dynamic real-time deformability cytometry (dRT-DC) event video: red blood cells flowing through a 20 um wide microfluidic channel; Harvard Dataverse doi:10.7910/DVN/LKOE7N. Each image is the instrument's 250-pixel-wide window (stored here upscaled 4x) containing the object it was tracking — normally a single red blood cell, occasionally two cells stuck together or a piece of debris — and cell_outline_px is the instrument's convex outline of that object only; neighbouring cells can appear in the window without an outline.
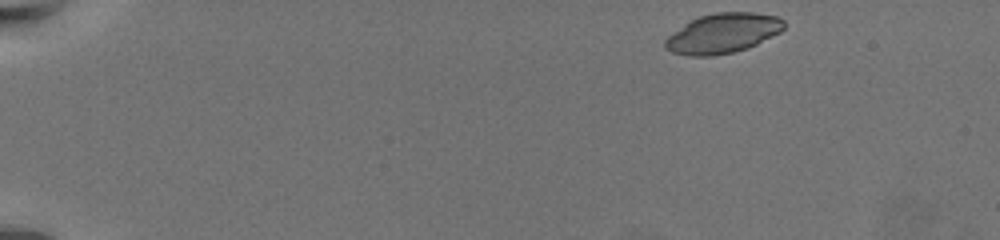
{"species": "common noctule bat (a hibernating species)", "species_latin": "Nyctalus noctula", "temperature_condition": "warm", "stored_images_in_passage": 55, "camera_frame_rate_fps": 3000, "um_per_image_px": 0.085, "animal": {"sex": "female", "body_mass_g": 19.5, "forearm_length_mm": 54.1}, "frame": {"image": 1, "passage_image": 1, "time_ms": 0.0, "image_size_px": [1000, 240], "cell_outline_px": [[784, 28], [780, 32], [748, 48], [732, 52], [712, 56], [688, 56], [672, 52], [664, 48], [664, 40], [668, 36], [684, 24], [700, 16], [716, 12], [752, 12], [776, 16], [784, 20]], "centroid_in_image_um": [61.42, 2.83], "position_along_channel_um": 23.6, "area_um2": 27.46}}
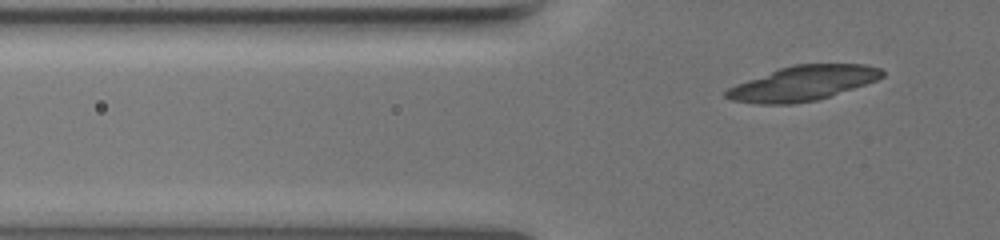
{"frame": {"image": 2, "passage_image": 14, "time_ms": 4.333, "image_size_px": [1000, 240], "cell_outline_px": [[884, 76], [876, 80], [816, 100], [792, 104], [756, 104], [732, 100], [724, 96], [724, 92], [728, 88], [736, 84], [780, 68], [796, 64], [864, 64], [880, 68], [884, 72]], "centroid_in_image_um": [68.21, 7.08], "position_along_channel_um": 57.6, "area_um2": 31.15}}
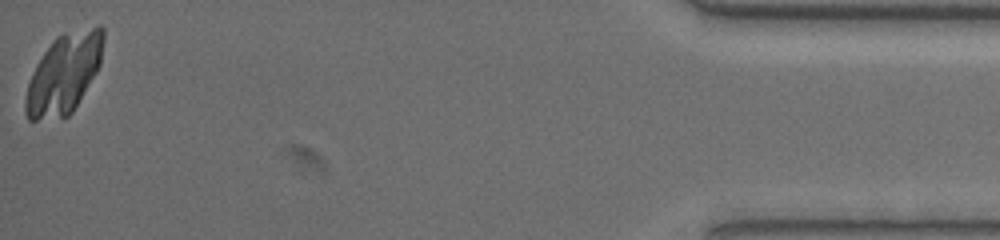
{"frame": {"image": 3, "passage_image": 55, "time_ms": 18.0, "image_size_px": [1000, 240], "cell_outline_px": [[104, 40], [100, 64], [96, 72], [72, 112], [68, 116], [36, 120], [28, 120], [24, 112], [24, 104], [28, 84], [36, 64], [52, 40], [56, 36], [100, 24], [104, 28]], "centroid_in_image_um": [5.43, 6.25], "position_along_channel_um": 429.8, "area_um2": 35.89}}